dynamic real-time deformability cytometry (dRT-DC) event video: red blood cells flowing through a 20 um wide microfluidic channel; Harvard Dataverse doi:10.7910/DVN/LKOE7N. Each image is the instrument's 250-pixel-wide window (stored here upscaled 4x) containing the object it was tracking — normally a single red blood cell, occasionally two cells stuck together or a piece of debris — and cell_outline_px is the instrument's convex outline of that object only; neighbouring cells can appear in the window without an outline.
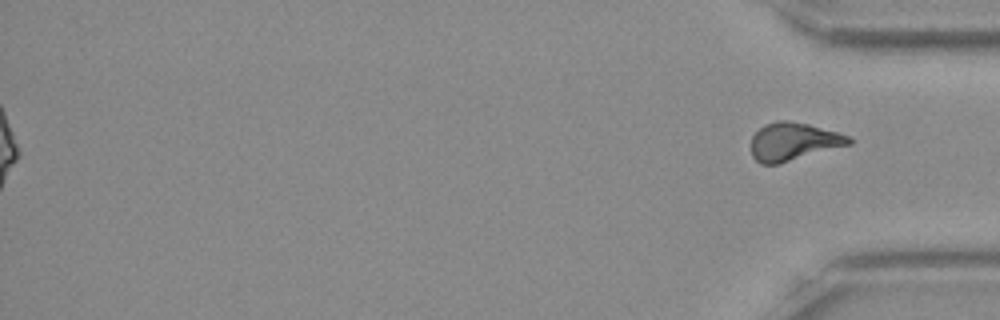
{"species": "Egyptian fruit bat (a non-hibernating species)", "species_latin": "Rousettus aegyptiacus", "temperature_condition": "room temperature", "stored_images_in_passage": 54, "segment_of_instrument_passage": [2, 2], "camera_frame_rate_fps": 3000, "um_per_image_px": 0.085, "frame": {"image": 1, "passage_image": 54, "time_ms": 17.667, "image_size_px": [1000, 320], "cell_outline_px": [[852, 144], [780, 164], [760, 164], [752, 156], [752, 136], [764, 124], [776, 120], [788, 120], [808, 124], [836, 132], [848, 136], [852, 140]], "centroid_in_image_um": [67.43, 12.04], "position_along_channel_um": 367.8, "area_um2": 21.68}}